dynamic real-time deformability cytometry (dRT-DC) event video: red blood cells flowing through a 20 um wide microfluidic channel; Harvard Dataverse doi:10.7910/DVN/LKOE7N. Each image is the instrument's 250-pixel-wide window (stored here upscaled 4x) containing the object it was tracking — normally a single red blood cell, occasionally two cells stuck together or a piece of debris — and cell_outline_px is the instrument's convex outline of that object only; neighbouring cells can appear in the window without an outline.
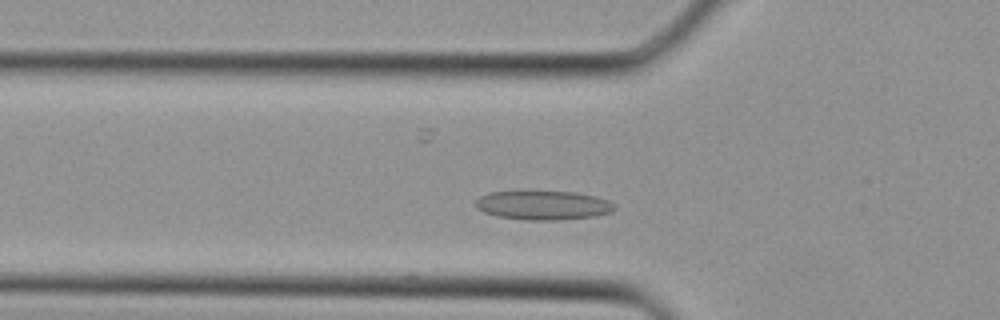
{"species": "Egyptian fruit bat (a non-hibernating species)", "species_latin": "Rousettus aegyptiacus", "temperature_condition": "cold", "stored_images_in_passage": 30, "camera_frame_rate_fps": 3000, "um_per_image_px": 0.085, "animal": {"sex": "female"}, "frame": {"image": 1, "passage_image": 6, "time_ms": 1.667, "image_size_px": [1000, 320], "cell_outline_px": [[616, 208], [612, 212], [592, 216], [560, 220], [524, 220], [496, 216], [484, 212], [476, 208], [476, 200], [480, 196], [488, 192], [528, 188], [576, 192], [596, 196], [608, 200], [616, 204]], "centroid_in_image_um": [46.13, 17.39], "position_along_channel_um": 79.7, "area_um2": 24.8}}
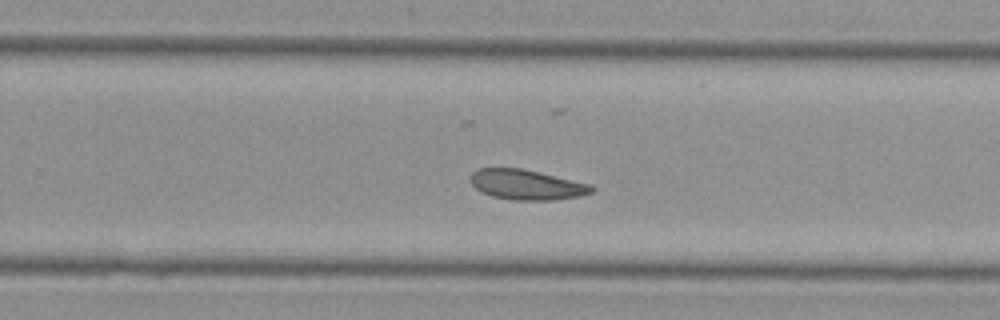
{"frame": {"image": 2, "passage_image": 17, "time_ms": 5.333, "image_size_px": [1000, 320], "cell_outline_px": [[596, 188], [592, 192], [580, 196], [556, 200], [512, 200], [492, 196], [476, 188], [468, 180], [472, 172], [476, 168], [520, 168], [592, 184]], "centroid_in_image_um": [44.77, 15.7], "position_along_channel_um": 285.0, "area_um2": 21.33}}
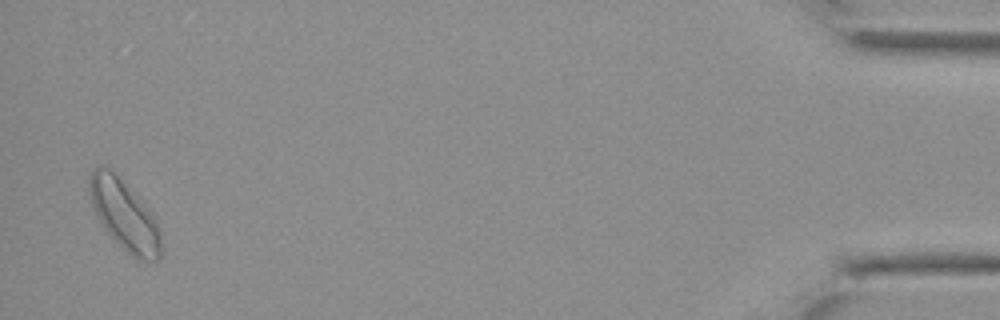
{"frame": {"image": 3, "passage_image": 29, "time_ms": 9.333, "image_size_px": [1000, 320], "cell_outline_px": [[160, 260], [140, 260], [132, 256], [104, 228], [96, 216], [88, 192], [88, 180], [92, 168], [100, 164], [104, 164], [152, 212], [160, 228]], "centroid_in_image_um": [10.54, 18.26], "position_along_channel_um": 424.7, "area_um2": 28.78}}